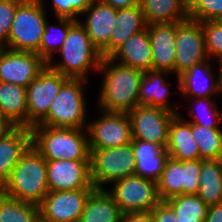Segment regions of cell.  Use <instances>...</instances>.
I'll return each instance as SVG.
<instances>
[{
  "mask_svg": "<svg viewBox=\"0 0 222 222\" xmlns=\"http://www.w3.org/2000/svg\"><path fill=\"white\" fill-rule=\"evenodd\" d=\"M27 88L0 81V110L15 126L28 127Z\"/></svg>",
  "mask_w": 222,
  "mask_h": 222,
  "instance_id": "26",
  "label": "cell"
},
{
  "mask_svg": "<svg viewBox=\"0 0 222 222\" xmlns=\"http://www.w3.org/2000/svg\"><path fill=\"white\" fill-rule=\"evenodd\" d=\"M112 190L107 192L123 213L151 211L161 199L157 183L136 174L114 181Z\"/></svg>",
  "mask_w": 222,
  "mask_h": 222,
  "instance_id": "8",
  "label": "cell"
},
{
  "mask_svg": "<svg viewBox=\"0 0 222 222\" xmlns=\"http://www.w3.org/2000/svg\"><path fill=\"white\" fill-rule=\"evenodd\" d=\"M219 64V70H220V79H221V86H222V61L218 63Z\"/></svg>",
  "mask_w": 222,
  "mask_h": 222,
  "instance_id": "45",
  "label": "cell"
},
{
  "mask_svg": "<svg viewBox=\"0 0 222 222\" xmlns=\"http://www.w3.org/2000/svg\"><path fill=\"white\" fill-rule=\"evenodd\" d=\"M97 72H101L104 77L98 99L100 110L128 113L139 105L140 81L144 71L115 63L105 57Z\"/></svg>",
  "mask_w": 222,
  "mask_h": 222,
  "instance_id": "1",
  "label": "cell"
},
{
  "mask_svg": "<svg viewBox=\"0 0 222 222\" xmlns=\"http://www.w3.org/2000/svg\"><path fill=\"white\" fill-rule=\"evenodd\" d=\"M0 222H40L39 206L19 201L0 191Z\"/></svg>",
  "mask_w": 222,
  "mask_h": 222,
  "instance_id": "30",
  "label": "cell"
},
{
  "mask_svg": "<svg viewBox=\"0 0 222 222\" xmlns=\"http://www.w3.org/2000/svg\"><path fill=\"white\" fill-rule=\"evenodd\" d=\"M16 126L0 110V136L9 133Z\"/></svg>",
  "mask_w": 222,
  "mask_h": 222,
  "instance_id": "44",
  "label": "cell"
},
{
  "mask_svg": "<svg viewBox=\"0 0 222 222\" xmlns=\"http://www.w3.org/2000/svg\"><path fill=\"white\" fill-rule=\"evenodd\" d=\"M200 169L201 159L182 161V194H197Z\"/></svg>",
  "mask_w": 222,
  "mask_h": 222,
  "instance_id": "38",
  "label": "cell"
},
{
  "mask_svg": "<svg viewBox=\"0 0 222 222\" xmlns=\"http://www.w3.org/2000/svg\"><path fill=\"white\" fill-rule=\"evenodd\" d=\"M52 8L56 18L71 19L78 21V16L82 15L89 7L92 0H51Z\"/></svg>",
  "mask_w": 222,
  "mask_h": 222,
  "instance_id": "37",
  "label": "cell"
},
{
  "mask_svg": "<svg viewBox=\"0 0 222 222\" xmlns=\"http://www.w3.org/2000/svg\"><path fill=\"white\" fill-rule=\"evenodd\" d=\"M136 162L135 174L157 181L163 171L168 154L166 149L150 142L132 140Z\"/></svg>",
  "mask_w": 222,
  "mask_h": 222,
  "instance_id": "24",
  "label": "cell"
},
{
  "mask_svg": "<svg viewBox=\"0 0 222 222\" xmlns=\"http://www.w3.org/2000/svg\"><path fill=\"white\" fill-rule=\"evenodd\" d=\"M57 53L61 55L62 60L53 63L54 60L51 59L47 65L69 78L88 80L87 73L90 70L98 71L103 59L79 21L69 27L65 41Z\"/></svg>",
  "mask_w": 222,
  "mask_h": 222,
  "instance_id": "4",
  "label": "cell"
},
{
  "mask_svg": "<svg viewBox=\"0 0 222 222\" xmlns=\"http://www.w3.org/2000/svg\"><path fill=\"white\" fill-rule=\"evenodd\" d=\"M166 71H146L141 76L138 102L140 106H151L179 114L168 101L170 90L164 75ZM176 110V111H175Z\"/></svg>",
  "mask_w": 222,
  "mask_h": 222,
  "instance_id": "22",
  "label": "cell"
},
{
  "mask_svg": "<svg viewBox=\"0 0 222 222\" xmlns=\"http://www.w3.org/2000/svg\"><path fill=\"white\" fill-rule=\"evenodd\" d=\"M191 134L197 143L200 159H222V130L191 123Z\"/></svg>",
  "mask_w": 222,
  "mask_h": 222,
  "instance_id": "31",
  "label": "cell"
},
{
  "mask_svg": "<svg viewBox=\"0 0 222 222\" xmlns=\"http://www.w3.org/2000/svg\"><path fill=\"white\" fill-rule=\"evenodd\" d=\"M193 102L194 103L190 104L191 106H193L192 109L188 111L189 115L193 118L192 120L188 119L186 121L192 124H198L207 128H220L219 124L221 123V120H222V111L217 110L216 108L217 103L215 104L214 98H213V101L211 100V97L196 98V100ZM195 104H197V106ZM194 106L198 108L196 107L194 108Z\"/></svg>",
  "mask_w": 222,
  "mask_h": 222,
  "instance_id": "34",
  "label": "cell"
},
{
  "mask_svg": "<svg viewBox=\"0 0 222 222\" xmlns=\"http://www.w3.org/2000/svg\"><path fill=\"white\" fill-rule=\"evenodd\" d=\"M204 222H222V203L208 207Z\"/></svg>",
  "mask_w": 222,
  "mask_h": 222,
  "instance_id": "42",
  "label": "cell"
},
{
  "mask_svg": "<svg viewBox=\"0 0 222 222\" xmlns=\"http://www.w3.org/2000/svg\"><path fill=\"white\" fill-rule=\"evenodd\" d=\"M152 51V70L174 74L176 23H152L147 25Z\"/></svg>",
  "mask_w": 222,
  "mask_h": 222,
  "instance_id": "18",
  "label": "cell"
},
{
  "mask_svg": "<svg viewBox=\"0 0 222 222\" xmlns=\"http://www.w3.org/2000/svg\"><path fill=\"white\" fill-rule=\"evenodd\" d=\"M47 184L49 191L95 189L90 160L47 161Z\"/></svg>",
  "mask_w": 222,
  "mask_h": 222,
  "instance_id": "15",
  "label": "cell"
},
{
  "mask_svg": "<svg viewBox=\"0 0 222 222\" xmlns=\"http://www.w3.org/2000/svg\"><path fill=\"white\" fill-rule=\"evenodd\" d=\"M94 189L49 191L39 205L41 222H79Z\"/></svg>",
  "mask_w": 222,
  "mask_h": 222,
  "instance_id": "13",
  "label": "cell"
},
{
  "mask_svg": "<svg viewBox=\"0 0 222 222\" xmlns=\"http://www.w3.org/2000/svg\"><path fill=\"white\" fill-rule=\"evenodd\" d=\"M82 15L87 16L86 20H83L84 23L82 20L78 21L84 27L91 42L99 50L102 57H107V44L115 26L116 9L101 0H92Z\"/></svg>",
  "mask_w": 222,
  "mask_h": 222,
  "instance_id": "16",
  "label": "cell"
},
{
  "mask_svg": "<svg viewBox=\"0 0 222 222\" xmlns=\"http://www.w3.org/2000/svg\"><path fill=\"white\" fill-rule=\"evenodd\" d=\"M90 169L92 184L96 189H103L105 184L134 175L136 162L132 142L119 147L92 149Z\"/></svg>",
  "mask_w": 222,
  "mask_h": 222,
  "instance_id": "7",
  "label": "cell"
},
{
  "mask_svg": "<svg viewBox=\"0 0 222 222\" xmlns=\"http://www.w3.org/2000/svg\"><path fill=\"white\" fill-rule=\"evenodd\" d=\"M197 196L208 206L222 203V159H201Z\"/></svg>",
  "mask_w": 222,
  "mask_h": 222,
  "instance_id": "28",
  "label": "cell"
},
{
  "mask_svg": "<svg viewBox=\"0 0 222 222\" xmlns=\"http://www.w3.org/2000/svg\"><path fill=\"white\" fill-rule=\"evenodd\" d=\"M109 58L121 65L139 69L152 70V51L148 29L130 36Z\"/></svg>",
  "mask_w": 222,
  "mask_h": 222,
  "instance_id": "19",
  "label": "cell"
},
{
  "mask_svg": "<svg viewBox=\"0 0 222 222\" xmlns=\"http://www.w3.org/2000/svg\"><path fill=\"white\" fill-rule=\"evenodd\" d=\"M175 115L162 108L137 105L128 112L132 140L154 143L166 149L169 125Z\"/></svg>",
  "mask_w": 222,
  "mask_h": 222,
  "instance_id": "11",
  "label": "cell"
},
{
  "mask_svg": "<svg viewBox=\"0 0 222 222\" xmlns=\"http://www.w3.org/2000/svg\"><path fill=\"white\" fill-rule=\"evenodd\" d=\"M84 78H69L55 96L47 115L34 126L79 128L87 127ZM85 83V84H84Z\"/></svg>",
  "mask_w": 222,
  "mask_h": 222,
  "instance_id": "5",
  "label": "cell"
},
{
  "mask_svg": "<svg viewBox=\"0 0 222 222\" xmlns=\"http://www.w3.org/2000/svg\"><path fill=\"white\" fill-rule=\"evenodd\" d=\"M201 28L204 34L206 51L209 58L218 59V63L222 61V20L203 21Z\"/></svg>",
  "mask_w": 222,
  "mask_h": 222,
  "instance_id": "36",
  "label": "cell"
},
{
  "mask_svg": "<svg viewBox=\"0 0 222 222\" xmlns=\"http://www.w3.org/2000/svg\"><path fill=\"white\" fill-rule=\"evenodd\" d=\"M56 19L57 22H59V25L54 26V31L57 33L53 32V26H49L48 21H46L41 45L39 47V50L36 52L46 63H48L52 58L55 57L54 53H57L60 50L67 36L69 27L75 22L71 19Z\"/></svg>",
  "mask_w": 222,
  "mask_h": 222,
  "instance_id": "32",
  "label": "cell"
},
{
  "mask_svg": "<svg viewBox=\"0 0 222 222\" xmlns=\"http://www.w3.org/2000/svg\"><path fill=\"white\" fill-rule=\"evenodd\" d=\"M175 213L179 222H204L208 205L197 195L181 194L164 201Z\"/></svg>",
  "mask_w": 222,
  "mask_h": 222,
  "instance_id": "29",
  "label": "cell"
},
{
  "mask_svg": "<svg viewBox=\"0 0 222 222\" xmlns=\"http://www.w3.org/2000/svg\"><path fill=\"white\" fill-rule=\"evenodd\" d=\"M154 222H179L174 211L164 202L161 201L151 210Z\"/></svg>",
  "mask_w": 222,
  "mask_h": 222,
  "instance_id": "40",
  "label": "cell"
},
{
  "mask_svg": "<svg viewBox=\"0 0 222 222\" xmlns=\"http://www.w3.org/2000/svg\"><path fill=\"white\" fill-rule=\"evenodd\" d=\"M161 201L182 194V161L168 157L160 178L156 181Z\"/></svg>",
  "mask_w": 222,
  "mask_h": 222,
  "instance_id": "33",
  "label": "cell"
},
{
  "mask_svg": "<svg viewBox=\"0 0 222 222\" xmlns=\"http://www.w3.org/2000/svg\"><path fill=\"white\" fill-rule=\"evenodd\" d=\"M188 16L200 22L222 20V0H192Z\"/></svg>",
  "mask_w": 222,
  "mask_h": 222,
  "instance_id": "35",
  "label": "cell"
},
{
  "mask_svg": "<svg viewBox=\"0 0 222 222\" xmlns=\"http://www.w3.org/2000/svg\"><path fill=\"white\" fill-rule=\"evenodd\" d=\"M93 122L87 123L90 151L127 145L132 142L131 121L127 112L99 111Z\"/></svg>",
  "mask_w": 222,
  "mask_h": 222,
  "instance_id": "9",
  "label": "cell"
},
{
  "mask_svg": "<svg viewBox=\"0 0 222 222\" xmlns=\"http://www.w3.org/2000/svg\"><path fill=\"white\" fill-rule=\"evenodd\" d=\"M114 9L130 8L139 4V0H101Z\"/></svg>",
  "mask_w": 222,
  "mask_h": 222,
  "instance_id": "43",
  "label": "cell"
},
{
  "mask_svg": "<svg viewBox=\"0 0 222 222\" xmlns=\"http://www.w3.org/2000/svg\"><path fill=\"white\" fill-rule=\"evenodd\" d=\"M208 61L209 59L195 64L176 78L178 81L177 89L183 96L187 98L189 96L190 101L195 100V98H208L216 94L220 96L222 93L220 70L215 79L212 66Z\"/></svg>",
  "mask_w": 222,
  "mask_h": 222,
  "instance_id": "17",
  "label": "cell"
},
{
  "mask_svg": "<svg viewBox=\"0 0 222 222\" xmlns=\"http://www.w3.org/2000/svg\"><path fill=\"white\" fill-rule=\"evenodd\" d=\"M184 1L187 3V5H189L192 2V0H184Z\"/></svg>",
  "mask_w": 222,
  "mask_h": 222,
  "instance_id": "46",
  "label": "cell"
},
{
  "mask_svg": "<svg viewBox=\"0 0 222 222\" xmlns=\"http://www.w3.org/2000/svg\"><path fill=\"white\" fill-rule=\"evenodd\" d=\"M123 212L105 188L88 196L79 222H121Z\"/></svg>",
  "mask_w": 222,
  "mask_h": 222,
  "instance_id": "25",
  "label": "cell"
},
{
  "mask_svg": "<svg viewBox=\"0 0 222 222\" xmlns=\"http://www.w3.org/2000/svg\"><path fill=\"white\" fill-rule=\"evenodd\" d=\"M121 222H154L151 211L124 213Z\"/></svg>",
  "mask_w": 222,
  "mask_h": 222,
  "instance_id": "41",
  "label": "cell"
},
{
  "mask_svg": "<svg viewBox=\"0 0 222 222\" xmlns=\"http://www.w3.org/2000/svg\"><path fill=\"white\" fill-rule=\"evenodd\" d=\"M35 52L0 48V81L26 87L46 66Z\"/></svg>",
  "mask_w": 222,
  "mask_h": 222,
  "instance_id": "14",
  "label": "cell"
},
{
  "mask_svg": "<svg viewBox=\"0 0 222 222\" xmlns=\"http://www.w3.org/2000/svg\"><path fill=\"white\" fill-rule=\"evenodd\" d=\"M168 157L178 161L200 159L199 148L191 134V123L176 114L169 125Z\"/></svg>",
  "mask_w": 222,
  "mask_h": 222,
  "instance_id": "21",
  "label": "cell"
},
{
  "mask_svg": "<svg viewBox=\"0 0 222 222\" xmlns=\"http://www.w3.org/2000/svg\"><path fill=\"white\" fill-rule=\"evenodd\" d=\"M46 6L43 0H23L15 11L5 48L37 52L45 31Z\"/></svg>",
  "mask_w": 222,
  "mask_h": 222,
  "instance_id": "6",
  "label": "cell"
},
{
  "mask_svg": "<svg viewBox=\"0 0 222 222\" xmlns=\"http://www.w3.org/2000/svg\"><path fill=\"white\" fill-rule=\"evenodd\" d=\"M30 146L31 130L28 127L16 126L9 133L0 136V187Z\"/></svg>",
  "mask_w": 222,
  "mask_h": 222,
  "instance_id": "20",
  "label": "cell"
},
{
  "mask_svg": "<svg viewBox=\"0 0 222 222\" xmlns=\"http://www.w3.org/2000/svg\"><path fill=\"white\" fill-rule=\"evenodd\" d=\"M174 74L179 76L209 56L206 51L201 22L190 18L177 22Z\"/></svg>",
  "mask_w": 222,
  "mask_h": 222,
  "instance_id": "12",
  "label": "cell"
},
{
  "mask_svg": "<svg viewBox=\"0 0 222 222\" xmlns=\"http://www.w3.org/2000/svg\"><path fill=\"white\" fill-rule=\"evenodd\" d=\"M30 130L31 145L46 161L90 160L86 128L32 126Z\"/></svg>",
  "mask_w": 222,
  "mask_h": 222,
  "instance_id": "3",
  "label": "cell"
},
{
  "mask_svg": "<svg viewBox=\"0 0 222 222\" xmlns=\"http://www.w3.org/2000/svg\"><path fill=\"white\" fill-rule=\"evenodd\" d=\"M107 44V57H109L130 36L147 28L143 10L140 4L123 9H116V18Z\"/></svg>",
  "mask_w": 222,
  "mask_h": 222,
  "instance_id": "23",
  "label": "cell"
},
{
  "mask_svg": "<svg viewBox=\"0 0 222 222\" xmlns=\"http://www.w3.org/2000/svg\"><path fill=\"white\" fill-rule=\"evenodd\" d=\"M23 0H0V48L5 47L17 6Z\"/></svg>",
  "mask_w": 222,
  "mask_h": 222,
  "instance_id": "39",
  "label": "cell"
},
{
  "mask_svg": "<svg viewBox=\"0 0 222 222\" xmlns=\"http://www.w3.org/2000/svg\"><path fill=\"white\" fill-rule=\"evenodd\" d=\"M68 79L46 64L27 86L28 128L37 125L47 115L55 96Z\"/></svg>",
  "mask_w": 222,
  "mask_h": 222,
  "instance_id": "10",
  "label": "cell"
},
{
  "mask_svg": "<svg viewBox=\"0 0 222 222\" xmlns=\"http://www.w3.org/2000/svg\"><path fill=\"white\" fill-rule=\"evenodd\" d=\"M0 191L22 202L41 204L49 192L47 161L32 145L21 156Z\"/></svg>",
  "mask_w": 222,
  "mask_h": 222,
  "instance_id": "2",
  "label": "cell"
},
{
  "mask_svg": "<svg viewBox=\"0 0 222 222\" xmlns=\"http://www.w3.org/2000/svg\"><path fill=\"white\" fill-rule=\"evenodd\" d=\"M147 25L176 23L189 18L184 0H139Z\"/></svg>",
  "mask_w": 222,
  "mask_h": 222,
  "instance_id": "27",
  "label": "cell"
}]
</instances>
